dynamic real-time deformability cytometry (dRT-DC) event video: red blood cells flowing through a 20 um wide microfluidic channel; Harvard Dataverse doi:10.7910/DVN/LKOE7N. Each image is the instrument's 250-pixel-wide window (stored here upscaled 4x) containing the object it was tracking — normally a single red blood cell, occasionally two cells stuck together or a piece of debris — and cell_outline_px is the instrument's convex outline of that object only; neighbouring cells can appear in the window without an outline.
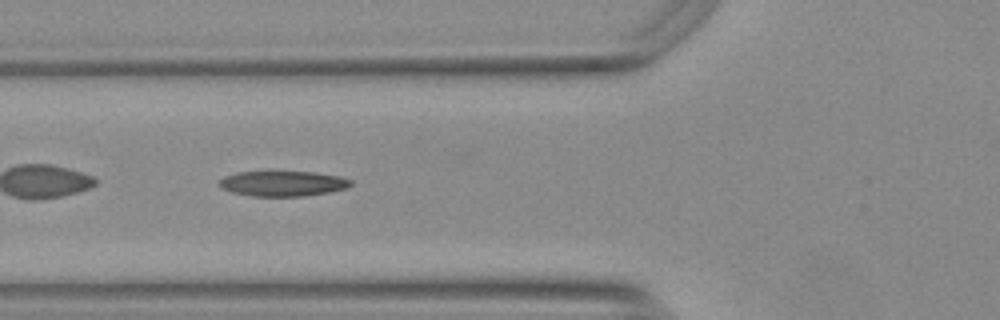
{"species": "Egyptian fruit bat (a non-hibernating species)", "species_latin": "Rousettus aegyptiacus", "temperature_condition": "warm", "stored_images_in_passage": 37, "camera_frame_rate_fps": 3000, "um_per_image_px": 0.085, "animal": {"sex": "female"}, "frame": {"image": 1, "passage_image": 6, "time_ms": 1.667, "image_size_px": [1000, 320], "cell_outline_px": [[352, 184], [348, 188], [328, 192], [304, 196], [252, 196], [232, 192], [216, 184], [224, 176], [236, 172], [272, 168], [316, 172], [340, 176], [352, 180]], "centroid_in_image_um": [24.02, 15.54], "position_along_channel_um": 101.8, "area_um2": 20.52}, "authors_computed_cell_mechanics": {"area_um2": 19.4208, "velocity_mm_per_s": 3.7553, "shape_relaxation_time_tau1_ms": 9.045, "shape_relaxation_time_tau2_ms": 2.5812, "deformation_change_tau1": 0.2732, "deformation_change_tau2": 0.1156}}